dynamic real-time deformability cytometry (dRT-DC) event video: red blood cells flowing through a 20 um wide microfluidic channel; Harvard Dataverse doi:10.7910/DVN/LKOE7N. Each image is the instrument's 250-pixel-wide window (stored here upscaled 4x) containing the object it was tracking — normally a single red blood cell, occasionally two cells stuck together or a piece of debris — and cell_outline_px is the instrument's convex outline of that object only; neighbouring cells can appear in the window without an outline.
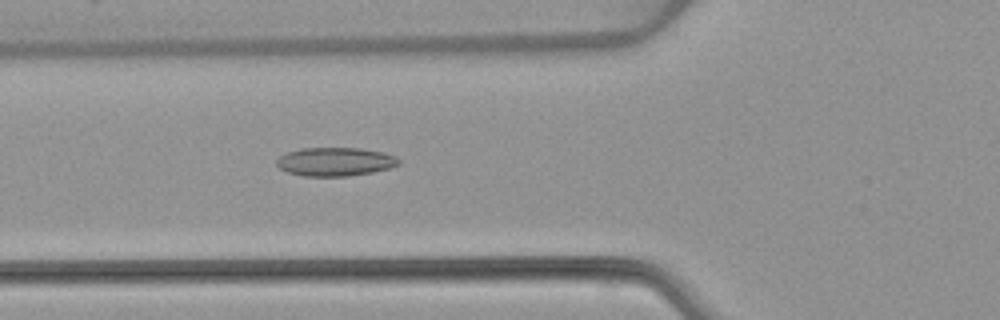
{"species": "common noctule bat (a hibernating species)", "species_latin": "Nyctalus noctula", "temperature_condition": "warm", "stored_images_in_passage": 52, "camera_frame_rate_fps": 3000, "um_per_image_px": 0.085, "animal": {"sex": "female", "body_mass_g": 22.7, "forearm_length_mm": 54.2}, "frame": {"image": 1, "passage_image": 19, "time_ms": 6.0, "image_size_px": [1000, 320], "cell_outline_px": [[400, 164], [392, 168], [372, 172], [348, 176], [304, 176], [288, 172], [280, 168], [276, 164], [276, 160], [280, 156], [288, 152], [300, 148], [360, 148], [384, 152], [396, 156], [400, 160]], "centroid_in_image_um": [28.53, 13.74], "position_along_channel_um": 97.3, "area_um2": 20.46}}
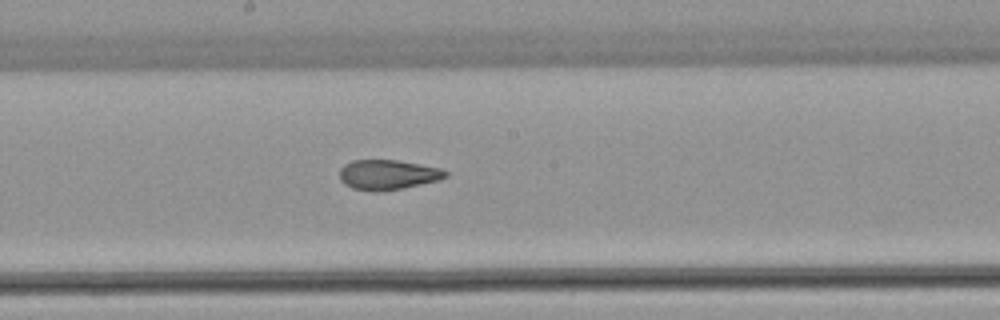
{"frame": {"image": 2, "passage_image": 28, "time_ms": 9.0, "image_size_px": [1000, 320], "cell_outline_px": [[448, 176], [440, 180], [404, 188], [380, 192], [372, 192], [352, 188], [344, 184], [340, 180], [340, 168], [344, 164], [352, 160], [396, 160], [420, 164], [440, 168], [448, 172]], "centroid_in_image_um": [32.96, 14.86], "position_along_channel_um": 215.2, "area_um2": 18.73}}
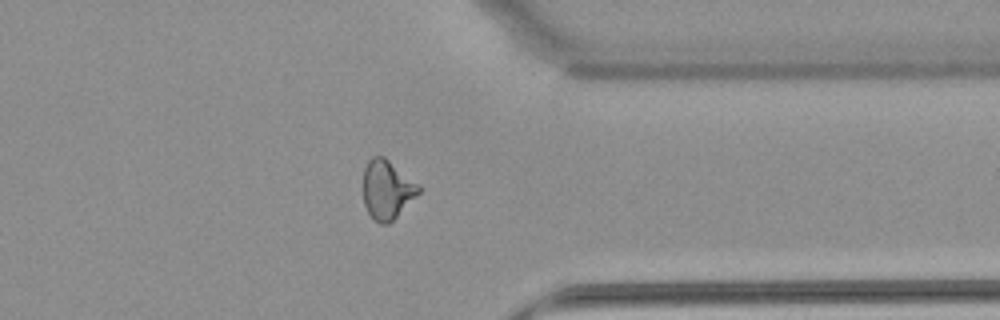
{"frame": {"image": 3, "passage_image": 41, "time_ms": 13.333, "image_size_px": [1000, 320], "cell_outline_px": [[420, 192], [388, 224], [380, 224], [368, 212], [364, 204], [364, 168], [368, 160], [372, 156], [384, 156], [420, 184]], "centroid_in_image_um": [32.9, 16.08], "position_along_channel_um": 378.5, "area_um2": 18.9}, "authors_computed_cell_mechanics": {"area_um2": 19.7098, "velocity_mm_per_s": 3.9152, "shape_relaxation_time_tau1_ms": null, "shape_relaxation_time_tau2_ms": 1.5917, "deformation_change_tau1": null, "deformation_change_tau2": 0.081}}